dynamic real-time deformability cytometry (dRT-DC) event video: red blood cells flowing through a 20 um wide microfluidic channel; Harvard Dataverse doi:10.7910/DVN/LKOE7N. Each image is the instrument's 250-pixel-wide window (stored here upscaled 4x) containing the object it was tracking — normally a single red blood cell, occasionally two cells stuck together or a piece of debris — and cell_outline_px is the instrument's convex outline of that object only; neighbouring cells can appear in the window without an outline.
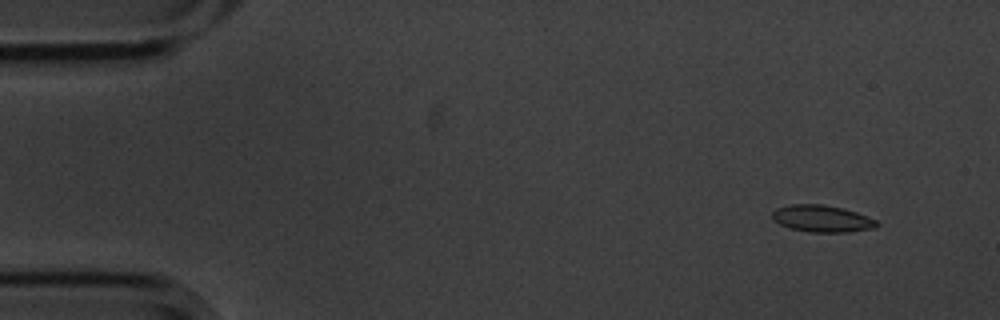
{"species": "common noctule bat (a hibernating species)", "species_latin": "Nyctalus noctula", "temperature_condition": "cold", "stored_images_in_passage": 5, "camera_frame_rate_fps": 3000, "um_per_image_px": 0.085, "animal": {"sex": "male", "body_mass_g": 20.1, "forearm_length_mm": 53.5}, "frame": {"image": 1, "passage_image": 2, "time_ms": 0.333, "image_size_px": [1000, 320], "cell_outline_px": [[880, 224], [876, 228], [848, 232], [808, 232], [792, 228], [780, 224], [772, 220], [772, 212], [776, 208], [792, 204], [824, 204], [856, 212], [876, 220]], "centroid_in_image_um": [69.87, 18.59], "position_along_channel_um": 15.1, "area_um2": 16.36}}